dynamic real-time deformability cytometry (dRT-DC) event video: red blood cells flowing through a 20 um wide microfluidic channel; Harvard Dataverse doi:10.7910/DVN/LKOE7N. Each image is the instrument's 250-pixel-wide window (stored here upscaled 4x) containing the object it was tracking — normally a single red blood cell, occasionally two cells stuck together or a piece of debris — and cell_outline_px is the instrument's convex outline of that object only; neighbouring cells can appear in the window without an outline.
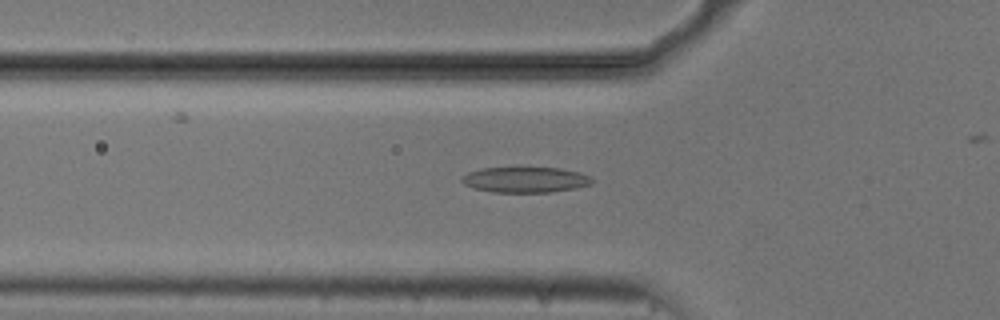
{"species": "common noctule bat (a hibernating species)", "species_latin": "Nyctalus noctula", "temperature_condition": "cold", "stored_images_in_passage": 33, "camera_frame_rate_fps": 3000, "um_per_image_px": 0.085, "animal": {"sex": "male", "body_mass_g": 20.5, "forearm_length_mm": 52.5}, "frame": {"image": 1, "passage_image": 3, "time_ms": 0.667, "image_size_px": [1000, 320], "cell_outline_px": [[592, 184], [576, 188], [552, 192], [492, 192], [476, 188], [464, 184], [460, 180], [460, 176], [468, 172], [480, 168], [560, 168], [580, 172], [592, 176]], "centroid_in_image_um": [44.66, 15.27], "position_along_channel_um": 81.1, "area_um2": 19.48}}
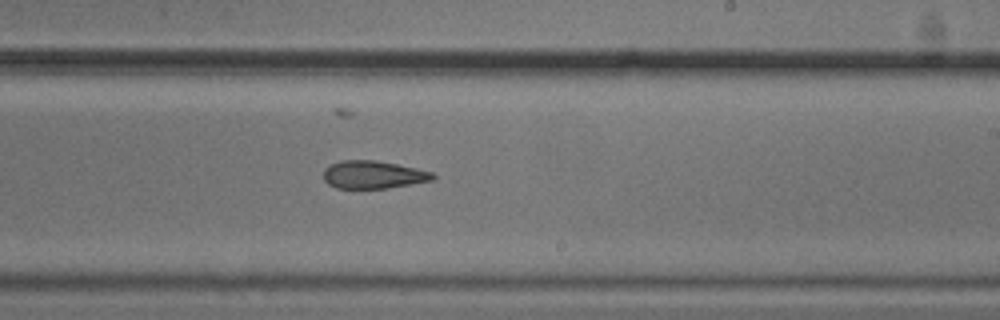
{"frame": {"image": 2, "passage_image": 17, "time_ms": 5.333, "image_size_px": [1000, 320], "cell_outline_px": [[436, 176], [432, 180], [384, 188], [336, 188], [328, 184], [324, 180], [324, 168], [340, 160], [376, 160], [416, 168], [432, 172]], "centroid_in_image_um": [31.69, 14.84], "position_along_channel_um": 257.3, "area_um2": 17.51}}
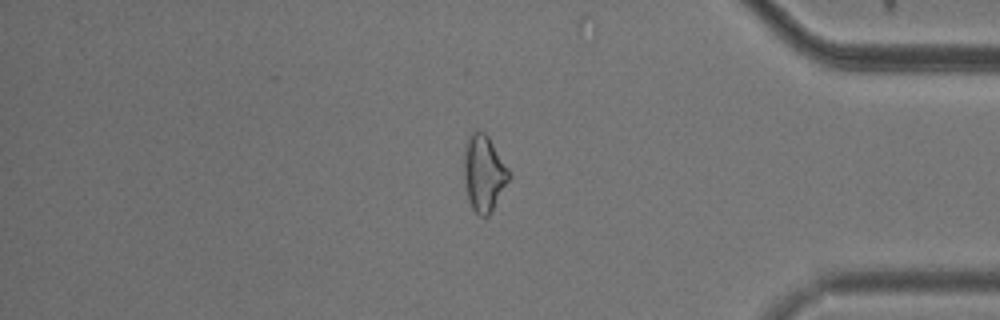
{"frame": {"image": 3, "passage_image": 30, "time_ms": 9.667, "image_size_px": [1000, 320], "cell_outline_px": [[512, 176], [488, 216], [480, 216], [472, 208], [468, 200], [464, 180], [464, 144], [468, 136], [476, 128], [484, 132], [488, 136], [512, 172]], "centroid_in_image_um": [41.13, 14.68], "position_along_channel_um": 394.1, "area_um2": 20.35}, "authors_computed_cell_mechanics": {"area_um2": 18.6694, "velocity_mm_per_s": 3.7513, "shape_relaxation_time_tau1_ms": 10.081, "shape_relaxation_time_tau2_ms": 6.1381, "deformation_change_tau1": 0.1957, "deformation_change_tau2": 0.1574}}